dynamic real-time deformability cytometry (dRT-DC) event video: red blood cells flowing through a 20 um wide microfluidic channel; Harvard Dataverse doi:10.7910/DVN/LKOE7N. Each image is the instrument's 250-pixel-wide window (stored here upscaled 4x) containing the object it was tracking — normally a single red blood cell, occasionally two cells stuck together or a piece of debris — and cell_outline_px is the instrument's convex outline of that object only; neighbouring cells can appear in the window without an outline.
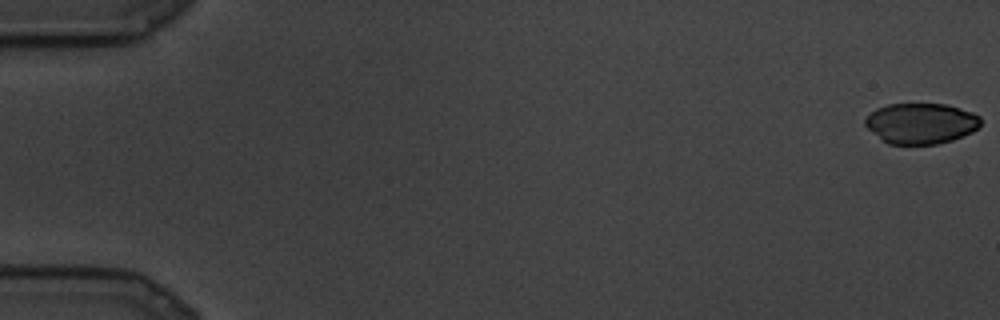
{"species": "common noctule bat (a hibernating species)", "species_latin": "Nyctalus noctula", "temperature_condition": "cold", "stored_images_in_passage": 11, "camera_frame_rate_fps": 3000, "um_per_image_px": 0.085, "animal": {"sex": "male", "body_mass_g": 19.5, "forearm_length_mm": 54.6}, "frame": {"image": 1, "passage_image": 1, "time_ms": 0.0, "image_size_px": [1000, 320], "cell_outline_px": [[980, 124], [972, 132], [952, 140], [936, 144], [888, 144], [880, 140], [864, 124], [864, 120], [876, 108], [888, 104], [944, 104], [960, 108], [972, 112], [980, 116]], "centroid_in_image_um": [78.26, 10.49], "position_along_channel_um": 6.7, "area_um2": 27.34}}